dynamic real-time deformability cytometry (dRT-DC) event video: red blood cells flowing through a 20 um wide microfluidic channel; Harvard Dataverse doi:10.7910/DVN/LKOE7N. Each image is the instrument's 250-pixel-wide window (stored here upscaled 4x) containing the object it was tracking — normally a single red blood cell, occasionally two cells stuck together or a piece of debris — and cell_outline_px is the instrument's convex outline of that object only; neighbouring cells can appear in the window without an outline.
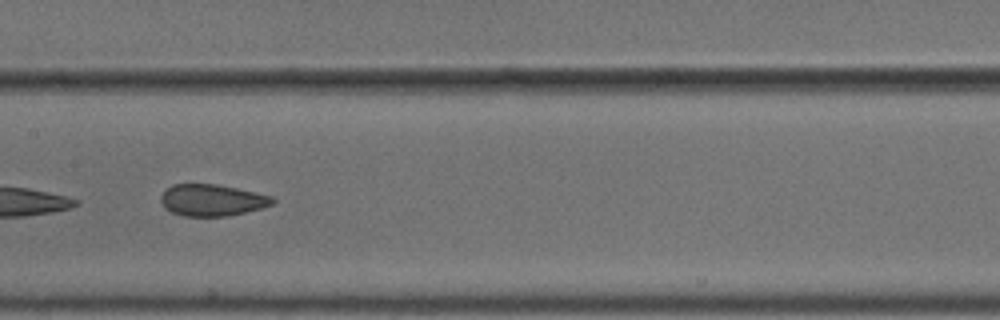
{"species": "common noctule bat (a hibernating species)", "species_latin": "Nyctalus noctula", "temperature_condition": "cold", "stored_images_in_passage": 14, "camera_frame_rate_fps": 3000, "um_per_image_px": 0.085, "animal": {"sex": "male", "body_mass_g": 18.8}, "frame": {"image": 1, "passage_image": 8, "time_ms": 2.333, "image_size_px": [1000, 320], "cell_outline_px": [[276, 200], [272, 204], [260, 208], [244, 212], [224, 216], [184, 216], [172, 212], [164, 208], [160, 200], [160, 196], [172, 184], [216, 184], [256, 192], [272, 196]], "centroid_in_image_um": [18.0, 17.01], "position_along_channel_um": 189.4, "area_um2": 20.46}}
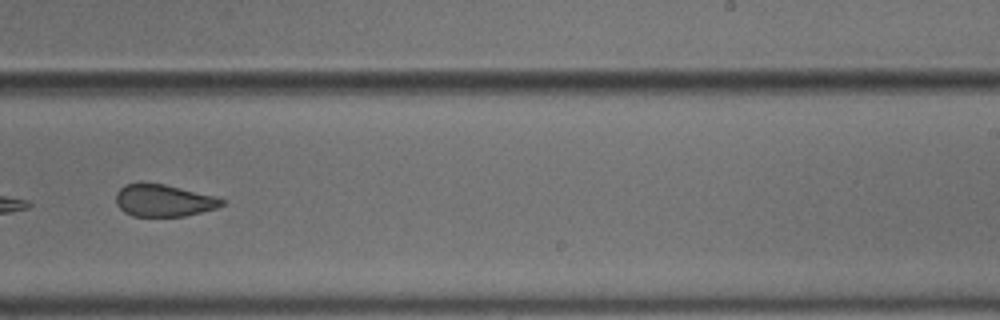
{"frame": {"image": 2, "passage_image": 10, "time_ms": 3.0, "image_size_px": [1000, 320], "cell_outline_px": [[228, 200], [224, 204], [216, 208], [184, 216], [132, 216], [124, 212], [116, 204], [116, 192], [124, 184], [164, 184], [216, 196]], "centroid_in_image_um": [13.93, 17.05], "position_along_channel_um": 275.1, "area_um2": 19.71}}